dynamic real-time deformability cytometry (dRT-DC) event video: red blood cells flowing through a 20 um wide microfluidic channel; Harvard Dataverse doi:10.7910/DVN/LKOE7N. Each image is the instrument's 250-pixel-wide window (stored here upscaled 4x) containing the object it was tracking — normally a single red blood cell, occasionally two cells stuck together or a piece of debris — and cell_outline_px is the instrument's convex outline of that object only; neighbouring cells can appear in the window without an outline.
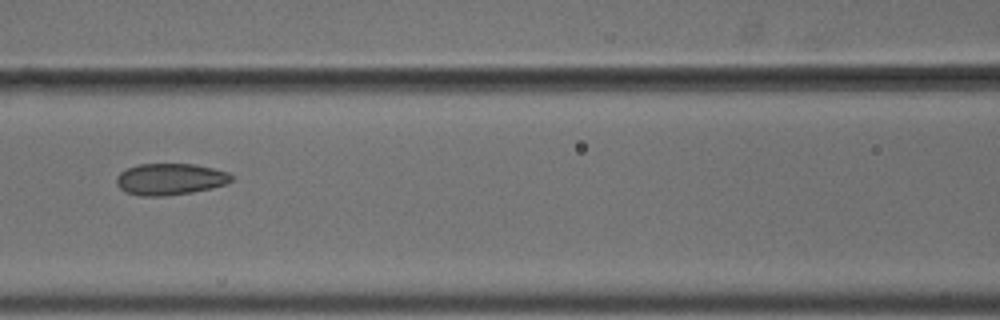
{"species": "common noctule bat (a hibernating species)", "species_latin": "Nyctalus noctula", "temperature_condition": "cold", "stored_images_in_passage": 7, "camera_frame_rate_fps": 3000, "um_per_image_px": 0.085, "animal": {"sex": "male", "body_mass_g": 18.8}, "frame": {"image": 1, "passage_image": 7, "time_ms": 2.0, "image_size_px": [1000, 320], "cell_outline_px": [[232, 180], [228, 184], [212, 188], [192, 192], [164, 196], [140, 196], [128, 192], [120, 188], [116, 184], [116, 176], [120, 172], [128, 168], [140, 164], [196, 164], [228, 172], [232, 176]], "centroid_in_image_um": [14.47, 15.23], "position_along_channel_um": 152.1, "area_um2": 21.15}}